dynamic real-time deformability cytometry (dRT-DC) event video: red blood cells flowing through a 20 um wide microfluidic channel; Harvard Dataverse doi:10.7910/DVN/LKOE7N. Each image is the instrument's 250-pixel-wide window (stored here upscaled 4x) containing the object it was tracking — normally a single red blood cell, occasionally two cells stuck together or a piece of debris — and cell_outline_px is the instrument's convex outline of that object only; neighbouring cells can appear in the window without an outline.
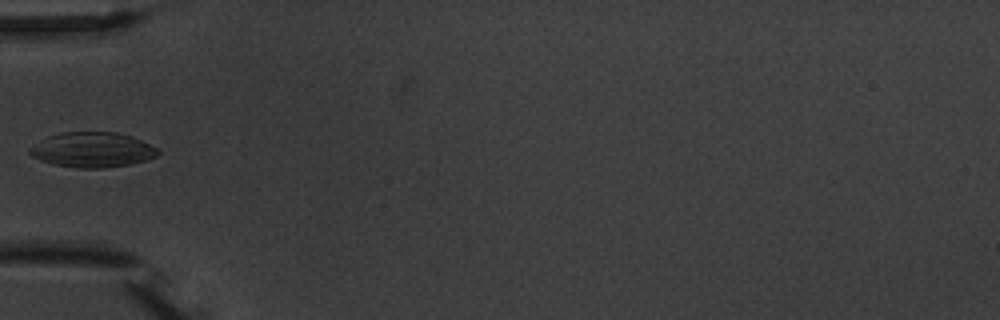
{"species": "common noctule bat (a hibernating species)", "species_latin": "Nyctalus noctula", "temperature_condition": "warm", "stored_images_in_passage": 5, "camera_frame_rate_fps": 3000, "um_per_image_px": 0.085, "animal": {"sex": "male", "body_mass_g": 20.1, "forearm_length_mm": 53.5}, "frame": {"image": 1, "passage_image": 5, "time_ms": 5.333, "image_size_px": [1000, 320], "cell_outline_px": [[160, 152], [156, 156], [144, 160], [128, 164], [104, 168], [76, 168], [52, 164], [40, 160], [32, 156], [28, 152], [28, 148], [40, 140], [48, 136], [60, 132], [116, 132], [132, 136], [160, 148]], "centroid_in_image_um": [7.84, 12.72], "position_along_channel_um": 77.2, "area_um2": 26.36}}